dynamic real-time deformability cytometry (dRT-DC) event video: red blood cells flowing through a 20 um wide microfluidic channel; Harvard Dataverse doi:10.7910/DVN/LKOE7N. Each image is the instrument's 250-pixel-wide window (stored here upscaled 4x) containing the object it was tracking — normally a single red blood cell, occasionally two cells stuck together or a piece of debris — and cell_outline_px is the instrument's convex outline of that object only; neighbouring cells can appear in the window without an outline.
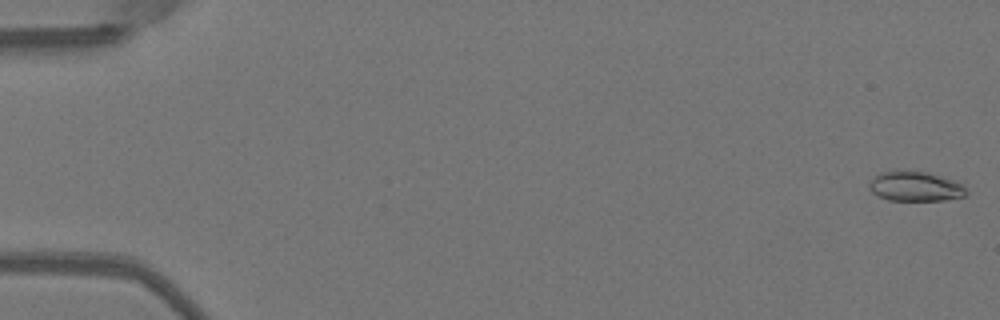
{"species": "Egyptian fruit bat (a non-hibernating species)", "species_latin": "Rousettus aegyptiacus", "temperature_condition": "warm", "stored_images_in_passage": 45, "camera_frame_rate_fps": 3000, "um_per_image_px": 0.085, "animal": {"sex": "female"}, "frame": {"image": 1, "passage_image": 1, "time_ms": 0.0, "image_size_px": [1000, 320], "cell_outline_px": [[968, 192], [964, 196], [944, 200], [888, 200], [872, 192], [868, 188], [868, 184], [880, 172], [896, 168], [900, 168], [928, 172], [952, 180], [960, 184]], "centroid_in_image_um": [77.74, 15.8], "position_along_channel_um": 7.3, "area_um2": 17.05}}
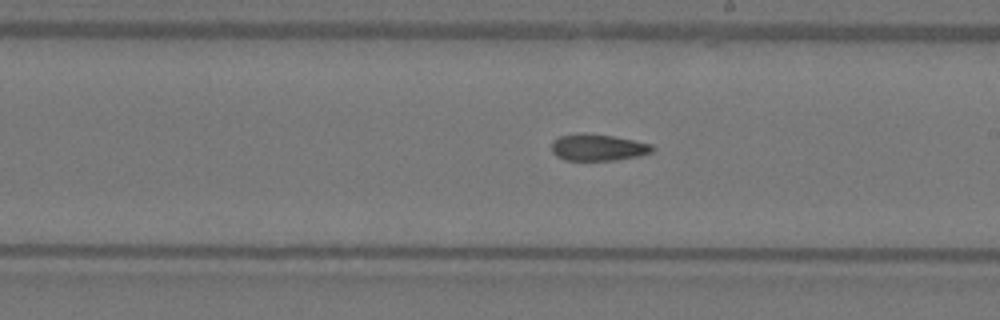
{"frame": {"image": 2, "passage_image": 30, "time_ms": 9.667, "image_size_px": [1000, 320], "cell_outline_px": [[656, 148], [652, 152], [636, 156], [616, 160], [564, 160], [556, 156], [552, 152], [552, 140], [560, 136], [584, 132], [612, 136], [652, 144]], "centroid_in_image_um": [50.8, 12.53], "position_along_channel_um": 238.2, "area_um2": 15.66}}
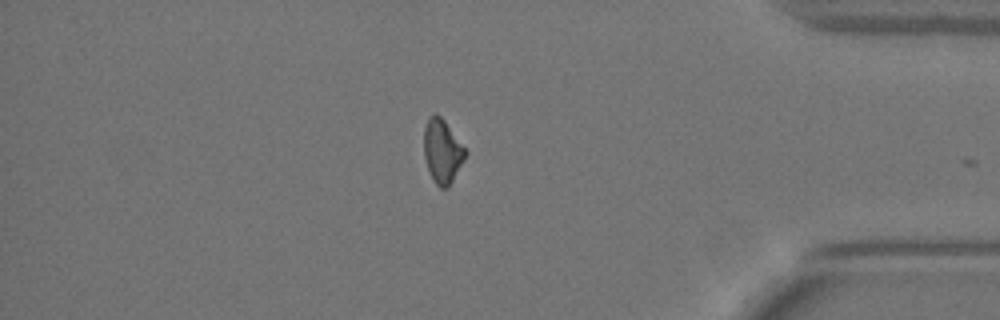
{"frame": {"image": 3, "passage_image": 44, "time_ms": 14.333, "image_size_px": [1000, 320], "cell_outline_px": [[468, 152], [464, 160], [448, 188], [440, 188], [432, 180], [424, 156], [424, 128], [428, 116], [436, 112], [444, 120]], "centroid_in_image_um": [37.59, 12.84], "position_along_channel_um": 397.6, "area_um2": 15.43}, "authors_computed_cell_mechanics": {"area_um2": 16.0684, "velocity_mm_per_s": 4.0476, "shape_relaxation_time_tau1_ms": null, "shape_relaxation_time_tau2_ms": 4.4013, "deformation_change_tau1": null, "deformation_change_tau2": 0.1041}}